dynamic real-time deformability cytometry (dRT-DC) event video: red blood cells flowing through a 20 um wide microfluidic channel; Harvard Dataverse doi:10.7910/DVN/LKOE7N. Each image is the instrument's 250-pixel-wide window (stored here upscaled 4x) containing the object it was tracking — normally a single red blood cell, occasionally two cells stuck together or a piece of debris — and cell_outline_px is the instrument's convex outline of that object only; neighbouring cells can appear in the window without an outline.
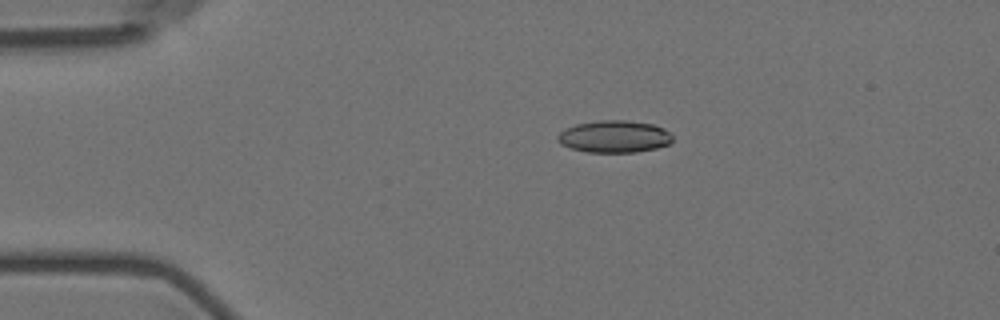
{"species": "Egyptian fruit bat (a non-hibernating species)", "species_latin": "Rousettus aegyptiacus", "temperature_condition": "room temperature", "stored_images_in_passage": 3, "camera_frame_rate_fps": 3000, "um_per_image_px": 0.085, "animal": {"sex": "female"}, "frame": {"image": 1, "passage_image": 1, "time_ms": 0.0, "image_size_px": [1000, 320], "cell_outline_px": [[672, 140], [668, 144], [656, 148], [636, 152], [588, 152], [572, 148], [560, 144], [556, 140], [556, 136], [564, 128], [576, 124], [600, 120], [624, 120], [652, 124], [664, 128], [672, 136]], "centroid_in_image_um": [52.18, 11.6], "position_along_channel_um": 32.8, "area_um2": 21.5}}
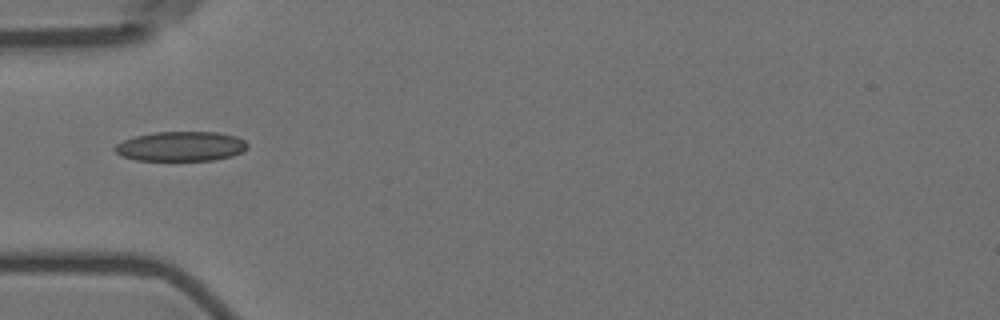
{"frame": {"image": 2, "passage_image": 3, "time_ms": 2.333, "image_size_px": [1000, 320], "cell_outline_px": [[248, 148], [244, 152], [232, 156], [212, 160], [136, 160], [120, 156], [112, 148], [116, 144], [124, 140], [136, 136], [156, 132], [216, 132], [236, 136], [244, 140], [248, 144]], "centroid_in_image_um": [15.39, 12.44], "position_along_channel_um": 69.6, "area_um2": 23.0}}